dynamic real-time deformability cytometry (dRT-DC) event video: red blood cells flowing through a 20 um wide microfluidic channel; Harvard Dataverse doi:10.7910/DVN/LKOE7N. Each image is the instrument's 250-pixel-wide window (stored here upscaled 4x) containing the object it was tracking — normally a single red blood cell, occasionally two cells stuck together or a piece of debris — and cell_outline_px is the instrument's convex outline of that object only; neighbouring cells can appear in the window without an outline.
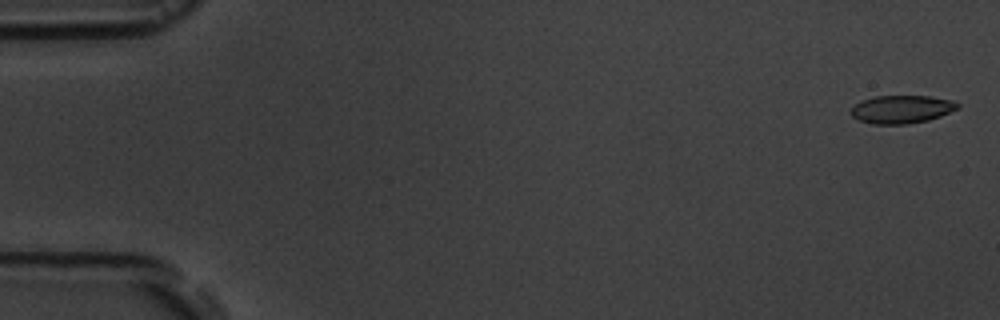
{"species": "common noctule bat (a hibernating species)", "species_latin": "Nyctalus noctula", "temperature_condition": "room temperature", "stored_images_in_passage": 6, "camera_frame_rate_fps": 3000, "um_per_image_px": 0.085, "animal": {"sex": "male", "body_mass_g": 19.5, "forearm_length_mm": 54.6}, "frame": {"image": 1, "passage_image": 1, "time_ms": 0.0, "image_size_px": [1000, 320], "cell_outline_px": [[960, 108], [940, 116], [928, 120], [908, 124], [872, 124], [860, 120], [852, 116], [848, 112], [860, 100], [876, 96], [928, 96], [956, 100], [960, 104]], "centroid_in_image_um": [76.66, 9.28], "position_along_channel_um": 8.3, "area_um2": 17.63}}
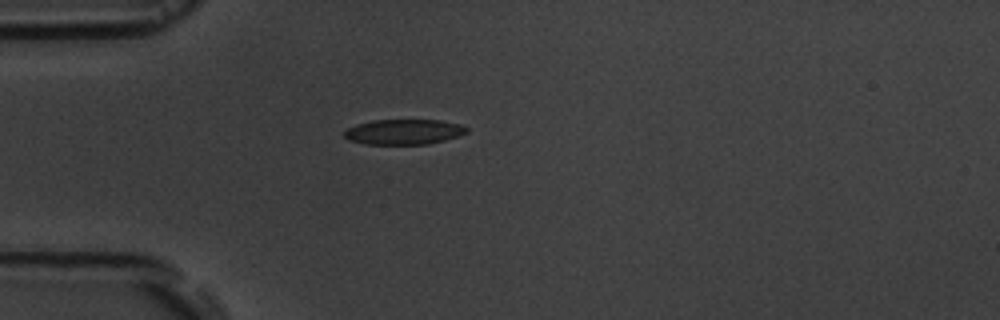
{"frame": {"image": 2, "passage_image": 5, "time_ms": 4.667, "image_size_px": [1000, 320], "cell_outline_px": [[468, 132], [444, 140], [428, 144], [364, 144], [348, 140], [344, 136], [344, 132], [348, 128], [356, 124], [372, 120], [440, 120], [460, 124], [468, 128]], "centroid_in_image_um": [34.3, 11.2], "position_along_channel_um": 50.7, "area_um2": 17.98}}